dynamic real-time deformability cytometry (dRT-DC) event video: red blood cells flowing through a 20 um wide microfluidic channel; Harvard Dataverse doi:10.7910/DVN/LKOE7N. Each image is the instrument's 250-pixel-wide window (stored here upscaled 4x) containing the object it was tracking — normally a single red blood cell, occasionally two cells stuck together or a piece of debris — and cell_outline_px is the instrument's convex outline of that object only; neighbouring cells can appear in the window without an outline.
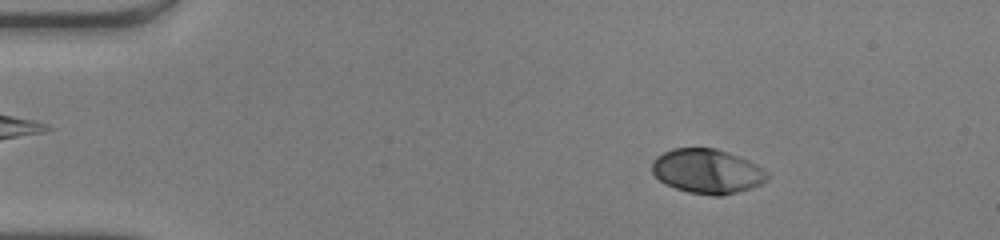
{"species": "human", "species_latin": "Homo sapiens", "temperature_condition": "warm", "stored_images_in_passage": 49, "camera_frame_rate_fps": 3000, "um_per_image_px": 0.085, "donor": {"sex": "male"}, "frame": {"image": 1, "passage_image": 7, "time_ms": 2.0, "image_size_px": [1000, 240], "cell_outline_px": [[768, 176], [764, 184], [752, 188], [720, 196], [712, 196], [688, 192], [664, 184], [652, 172], [652, 160], [656, 156], [672, 148], [716, 148], [740, 156], [764, 168], [768, 172]], "centroid_in_image_um": [60.13, 14.56], "position_along_channel_um": 24.9, "area_um2": 30.17}}
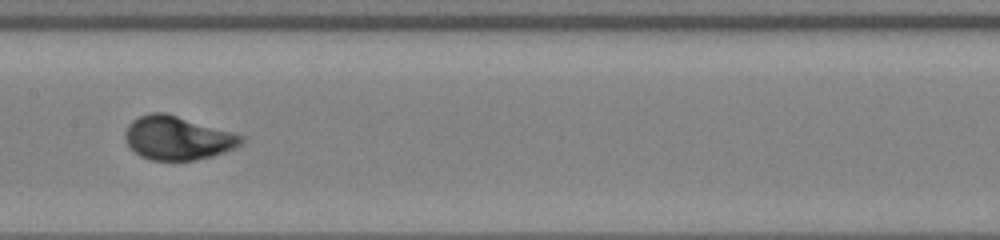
{"frame": {"image": 2, "passage_image": 25, "time_ms": 8.0, "image_size_px": [1000, 240], "cell_outline_px": [[244, 140], [236, 148], [212, 156], [192, 160], [152, 160], [140, 156], [124, 140], [124, 132], [128, 124], [132, 120], [140, 116], [152, 112], [164, 112], [232, 132], [244, 136]], "centroid_in_image_um": [15.07, 11.73], "position_along_channel_um": 192.3, "area_um2": 29.36}}
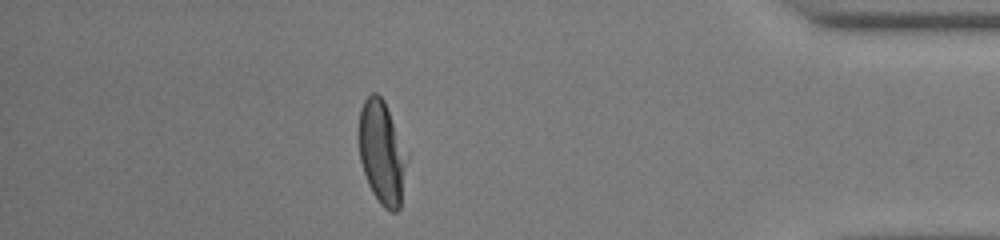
{"frame": {"image": 3, "passage_image": 43, "time_ms": 14.0, "image_size_px": [1000, 240], "cell_outline_px": [[408, 160], [400, 208], [396, 212], [392, 212], [384, 208], [380, 204], [372, 192], [368, 184], [360, 160], [360, 108], [364, 100], [372, 92], [376, 92], [384, 100], [408, 156]], "centroid_in_image_um": [32.48, 13.01], "position_along_channel_um": 402.7, "area_um2": 28.78}, "authors_computed_cell_mechanics": {"area_um2": 29.5936, "velocity_mm_per_s": 4.1763, "shape_relaxation_time_tau1_ms": 2.4679, "shape_relaxation_time_tau2_ms": null, "deformation_change_tau1": 0.1676, "deformation_change_tau2": null}}